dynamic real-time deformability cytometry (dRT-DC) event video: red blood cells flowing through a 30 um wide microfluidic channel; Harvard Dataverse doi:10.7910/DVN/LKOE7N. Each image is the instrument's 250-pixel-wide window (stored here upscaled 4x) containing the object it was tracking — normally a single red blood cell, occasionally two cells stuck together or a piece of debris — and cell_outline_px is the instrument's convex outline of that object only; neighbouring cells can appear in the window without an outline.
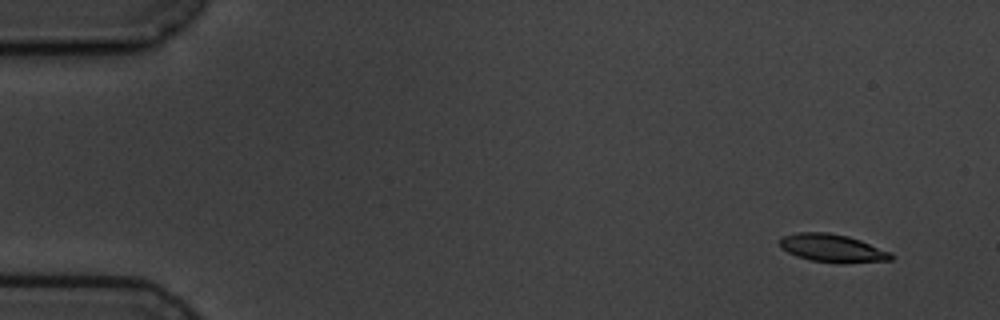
{"species": "common noctule bat (a hibernating species)", "species_latin": "Nyctalus noctula", "temperature_condition": "cold", "stored_images_in_passage": 9, "camera_frame_rate_fps": 3000, "um_per_image_px": 0.085, "animal": {"sex": "male", "body_mass_g": 19.5, "forearm_length_mm": 54.6}, "frame": {"image": 1, "passage_image": 1, "time_ms": 0.0, "image_size_px": [1000, 320], "cell_outline_px": [[892, 260], [840, 264], [812, 260], [796, 256], [780, 248], [780, 240], [784, 236], [796, 232], [828, 232], [848, 236], [860, 240], [892, 252]], "centroid_in_image_um": [70.77, 21.1], "position_along_channel_um": 14.2, "area_um2": 18.26}}
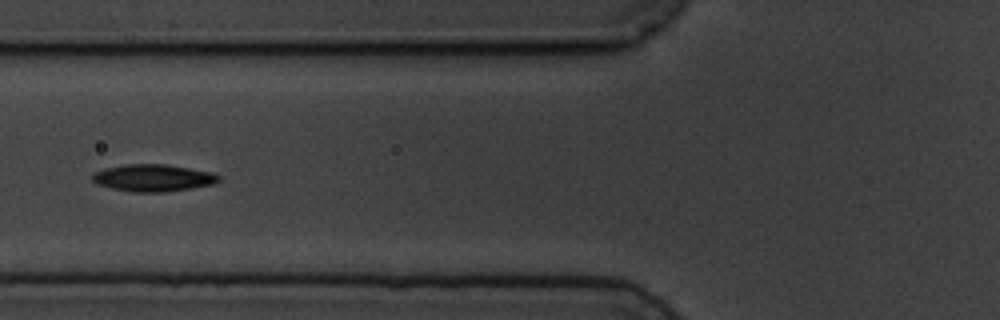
{"frame": {"image": 2, "passage_image": 6, "time_ms": 6.0, "image_size_px": [1000, 320], "cell_outline_px": [[220, 180], [216, 184], [192, 188], [164, 192], [132, 192], [112, 188], [96, 184], [92, 180], [92, 172], [124, 164], [164, 164], [212, 172], [220, 176]], "centroid_in_image_um": [13.02, 15.12], "position_along_channel_um": 112.8, "area_um2": 20.0}}
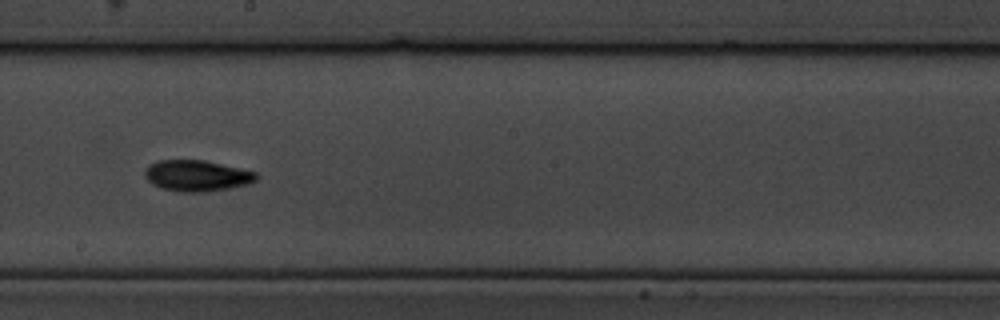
{"frame": {"image": 3, "passage_image": 9, "time_ms": 9.333, "image_size_px": [1000, 320], "cell_outline_px": [[260, 176], [256, 180], [248, 184], [228, 188], [204, 192], [180, 192], [160, 188], [152, 184], [144, 176], [144, 168], [148, 164], [156, 160], [204, 160], [256, 172]], "centroid_in_image_um": [16.69, 14.93], "position_along_channel_um": 231.5, "area_um2": 20.35}}